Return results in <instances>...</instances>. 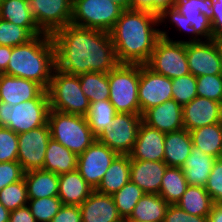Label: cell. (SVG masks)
Wrapping results in <instances>:
<instances>
[{"label": "cell", "mask_w": 222, "mask_h": 222, "mask_svg": "<svg viewBox=\"0 0 222 222\" xmlns=\"http://www.w3.org/2000/svg\"><path fill=\"white\" fill-rule=\"evenodd\" d=\"M55 48V68L80 75L109 73L118 64L110 32L72 24L51 35Z\"/></svg>", "instance_id": "1"}, {"label": "cell", "mask_w": 222, "mask_h": 222, "mask_svg": "<svg viewBox=\"0 0 222 222\" xmlns=\"http://www.w3.org/2000/svg\"><path fill=\"white\" fill-rule=\"evenodd\" d=\"M157 15L139 10H123L110 31L119 64L145 65L160 38Z\"/></svg>", "instance_id": "2"}, {"label": "cell", "mask_w": 222, "mask_h": 222, "mask_svg": "<svg viewBox=\"0 0 222 222\" xmlns=\"http://www.w3.org/2000/svg\"><path fill=\"white\" fill-rule=\"evenodd\" d=\"M54 68V43L50 34L43 33L25 44L12 47L4 74L37 82L46 90Z\"/></svg>", "instance_id": "3"}, {"label": "cell", "mask_w": 222, "mask_h": 222, "mask_svg": "<svg viewBox=\"0 0 222 222\" xmlns=\"http://www.w3.org/2000/svg\"><path fill=\"white\" fill-rule=\"evenodd\" d=\"M214 0H176L173 8L165 9L159 16V25L169 22L180 33L186 32L189 40L177 42L194 43L215 38L212 23ZM167 20V21H166ZM166 21V22H165ZM204 38V39H202Z\"/></svg>", "instance_id": "4"}, {"label": "cell", "mask_w": 222, "mask_h": 222, "mask_svg": "<svg viewBox=\"0 0 222 222\" xmlns=\"http://www.w3.org/2000/svg\"><path fill=\"white\" fill-rule=\"evenodd\" d=\"M48 124L51 138L77 156L96 141V136L83 115L66 114L50 109Z\"/></svg>", "instance_id": "5"}, {"label": "cell", "mask_w": 222, "mask_h": 222, "mask_svg": "<svg viewBox=\"0 0 222 222\" xmlns=\"http://www.w3.org/2000/svg\"><path fill=\"white\" fill-rule=\"evenodd\" d=\"M46 91L52 110L85 116L90 108L89 99L81 90L79 75L54 68Z\"/></svg>", "instance_id": "6"}, {"label": "cell", "mask_w": 222, "mask_h": 222, "mask_svg": "<svg viewBox=\"0 0 222 222\" xmlns=\"http://www.w3.org/2000/svg\"><path fill=\"white\" fill-rule=\"evenodd\" d=\"M49 110L46 90L35 99L16 105L0 101V127L10 128L17 134L28 132L48 122Z\"/></svg>", "instance_id": "7"}, {"label": "cell", "mask_w": 222, "mask_h": 222, "mask_svg": "<svg viewBox=\"0 0 222 222\" xmlns=\"http://www.w3.org/2000/svg\"><path fill=\"white\" fill-rule=\"evenodd\" d=\"M109 101L117 113L140 114L139 64H118L108 73Z\"/></svg>", "instance_id": "8"}, {"label": "cell", "mask_w": 222, "mask_h": 222, "mask_svg": "<svg viewBox=\"0 0 222 222\" xmlns=\"http://www.w3.org/2000/svg\"><path fill=\"white\" fill-rule=\"evenodd\" d=\"M152 55L145 64L153 72L170 79L190 74L186 53V43L171 39L166 30H159Z\"/></svg>", "instance_id": "9"}, {"label": "cell", "mask_w": 222, "mask_h": 222, "mask_svg": "<svg viewBox=\"0 0 222 222\" xmlns=\"http://www.w3.org/2000/svg\"><path fill=\"white\" fill-rule=\"evenodd\" d=\"M122 12L109 0H73L71 24L110 32Z\"/></svg>", "instance_id": "10"}, {"label": "cell", "mask_w": 222, "mask_h": 222, "mask_svg": "<svg viewBox=\"0 0 222 222\" xmlns=\"http://www.w3.org/2000/svg\"><path fill=\"white\" fill-rule=\"evenodd\" d=\"M142 122V115L117 113L112 125L96 137L118 155H129L137 140V134Z\"/></svg>", "instance_id": "11"}, {"label": "cell", "mask_w": 222, "mask_h": 222, "mask_svg": "<svg viewBox=\"0 0 222 222\" xmlns=\"http://www.w3.org/2000/svg\"><path fill=\"white\" fill-rule=\"evenodd\" d=\"M28 4L43 33L52 35L71 24L73 0H28Z\"/></svg>", "instance_id": "12"}, {"label": "cell", "mask_w": 222, "mask_h": 222, "mask_svg": "<svg viewBox=\"0 0 222 222\" xmlns=\"http://www.w3.org/2000/svg\"><path fill=\"white\" fill-rule=\"evenodd\" d=\"M50 138L48 122L41 127L18 134V162L24 172L43 169Z\"/></svg>", "instance_id": "13"}, {"label": "cell", "mask_w": 222, "mask_h": 222, "mask_svg": "<svg viewBox=\"0 0 222 222\" xmlns=\"http://www.w3.org/2000/svg\"><path fill=\"white\" fill-rule=\"evenodd\" d=\"M117 155L115 151L96 139L91 146L78 155L77 170L84 180L96 190Z\"/></svg>", "instance_id": "14"}, {"label": "cell", "mask_w": 222, "mask_h": 222, "mask_svg": "<svg viewBox=\"0 0 222 222\" xmlns=\"http://www.w3.org/2000/svg\"><path fill=\"white\" fill-rule=\"evenodd\" d=\"M138 99L141 115L149 108L171 100V79L139 64Z\"/></svg>", "instance_id": "15"}, {"label": "cell", "mask_w": 222, "mask_h": 222, "mask_svg": "<svg viewBox=\"0 0 222 222\" xmlns=\"http://www.w3.org/2000/svg\"><path fill=\"white\" fill-rule=\"evenodd\" d=\"M189 72L197 76L222 74L221 58L215 40L186 43Z\"/></svg>", "instance_id": "16"}, {"label": "cell", "mask_w": 222, "mask_h": 222, "mask_svg": "<svg viewBox=\"0 0 222 222\" xmlns=\"http://www.w3.org/2000/svg\"><path fill=\"white\" fill-rule=\"evenodd\" d=\"M182 110L183 126L189 132L222 121V104L208 98L196 96Z\"/></svg>", "instance_id": "17"}, {"label": "cell", "mask_w": 222, "mask_h": 222, "mask_svg": "<svg viewBox=\"0 0 222 222\" xmlns=\"http://www.w3.org/2000/svg\"><path fill=\"white\" fill-rule=\"evenodd\" d=\"M142 122L165 134L182 130L184 129L182 106L173 99L168 100L146 110L142 114Z\"/></svg>", "instance_id": "18"}, {"label": "cell", "mask_w": 222, "mask_h": 222, "mask_svg": "<svg viewBox=\"0 0 222 222\" xmlns=\"http://www.w3.org/2000/svg\"><path fill=\"white\" fill-rule=\"evenodd\" d=\"M167 167L164 161L130 159V181L145 193L159 194Z\"/></svg>", "instance_id": "19"}, {"label": "cell", "mask_w": 222, "mask_h": 222, "mask_svg": "<svg viewBox=\"0 0 222 222\" xmlns=\"http://www.w3.org/2000/svg\"><path fill=\"white\" fill-rule=\"evenodd\" d=\"M165 133L141 122L130 159L164 161Z\"/></svg>", "instance_id": "20"}, {"label": "cell", "mask_w": 222, "mask_h": 222, "mask_svg": "<svg viewBox=\"0 0 222 222\" xmlns=\"http://www.w3.org/2000/svg\"><path fill=\"white\" fill-rule=\"evenodd\" d=\"M82 222H125L111 195L94 190L79 206Z\"/></svg>", "instance_id": "21"}, {"label": "cell", "mask_w": 222, "mask_h": 222, "mask_svg": "<svg viewBox=\"0 0 222 222\" xmlns=\"http://www.w3.org/2000/svg\"><path fill=\"white\" fill-rule=\"evenodd\" d=\"M44 89L28 79L0 73V101L16 105L35 99Z\"/></svg>", "instance_id": "22"}, {"label": "cell", "mask_w": 222, "mask_h": 222, "mask_svg": "<svg viewBox=\"0 0 222 222\" xmlns=\"http://www.w3.org/2000/svg\"><path fill=\"white\" fill-rule=\"evenodd\" d=\"M58 181L59 191L57 197L65 205L80 206L94 191L77 169L58 175Z\"/></svg>", "instance_id": "23"}, {"label": "cell", "mask_w": 222, "mask_h": 222, "mask_svg": "<svg viewBox=\"0 0 222 222\" xmlns=\"http://www.w3.org/2000/svg\"><path fill=\"white\" fill-rule=\"evenodd\" d=\"M193 147L189 131L182 129L165 134L164 162L169 167L182 168Z\"/></svg>", "instance_id": "24"}, {"label": "cell", "mask_w": 222, "mask_h": 222, "mask_svg": "<svg viewBox=\"0 0 222 222\" xmlns=\"http://www.w3.org/2000/svg\"><path fill=\"white\" fill-rule=\"evenodd\" d=\"M216 158L205 154L198 147H192L182 171L188 185L205 187Z\"/></svg>", "instance_id": "25"}, {"label": "cell", "mask_w": 222, "mask_h": 222, "mask_svg": "<svg viewBox=\"0 0 222 222\" xmlns=\"http://www.w3.org/2000/svg\"><path fill=\"white\" fill-rule=\"evenodd\" d=\"M0 18L28 29L34 36L43 34L31 13L28 0H0Z\"/></svg>", "instance_id": "26"}, {"label": "cell", "mask_w": 222, "mask_h": 222, "mask_svg": "<svg viewBox=\"0 0 222 222\" xmlns=\"http://www.w3.org/2000/svg\"><path fill=\"white\" fill-rule=\"evenodd\" d=\"M28 199L58 196V175L43 169L24 173Z\"/></svg>", "instance_id": "27"}, {"label": "cell", "mask_w": 222, "mask_h": 222, "mask_svg": "<svg viewBox=\"0 0 222 222\" xmlns=\"http://www.w3.org/2000/svg\"><path fill=\"white\" fill-rule=\"evenodd\" d=\"M130 181V156L117 155L104 174L97 192L113 195Z\"/></svg>", "instance_id": "28"}, {"label": "cell", "mask_w": 222, "mask_h": 222, "mask_svg": "<svg viewBox=\"0 0 222 222\" xmlns=\"http://www.w3.org/2000/svg\"><path fill=\"white\" fill-rule=\"evenodd\" d=\"M168 206L159 194L145 193L125 222H163Z\"/></svg>", "instance_id": "29"}, {"label": "cell", "mask_w": 222, "mask_h": 222, "mask_svg": "<svg viewBox=\"0 0 222 222\" xmlns=\"http://www.w3.org/2000/svg\"><path fill=\"white\" fill-rule=\"evenodd\" d=\"M78 156L50 138L48 141L43 170L54 172L56 175L65 174L77 169Z\"/></svg>", "instance_id": "30"}, {"label": "cell", "mask_w": 222, "mask_h": 222, "mask_svg": "<svg viewBox=\"0 0 222 222\" xmlns=\"http://www.w3.org/2000/svg\"><path fill=\"white\" fill-rule=\"evenodd\" d=\"M193 147L214 158H222V125L215 123L196 128L189 132Z\"/></svg>", "instance_id": "31"}, {"label": "cell", "mask_w": 222, "mask_h": 222, "mask_svg": "<svg viewBox=\"0 0 222 222\" xmlns=\"http://www.w3.org/2000/svg\"><path fill=\"white\" fill-rule=\"evenodd\" d=\"M176 205L188 214L208 217L214 203L205 187L188 185Z\"/></svg>", "instance_id": "32"}, {"label": "cell", "mask_w": 222, "mask_h": 222, "mask_svg": "<svg viewBox=\"0 0 222 222\" xmlns=\"http://www.w3.org/2000/svg\"><path fill=\"white\" fill-rule=\"evenodd\" d=\"M188 184L180 167H167L162 181L159 195L169 205H175L186 191Z\"/></svg>", "instance_id": "33"}, {"label": "cell", "mask_w": 222, "mask_h": 222, "mask_svg": "<svg viewBox=\"0 0 222 222\" xmlns=\"http://www.w3.org/2000/svg\"><path fill=\"white\" fill-rule=\"evenodd\" d=\"M117 114L114 106L109 99L90 103V108L85 115L91 131L97 137L104 128L112 125L115 115Z\"/></svg>", "instance_id": "34"}, {"label": "cell", "mask_w": 222, "mask_h": 222, "mask_svg": "<svg viewBox=\"0 0 222 222\" xmlns=\"http://www.w3.org/2000/svg\"><path fill=\"white\" fill-rule=\"evenodd\" d=\"M81 90L89 102L109 99L108 73L90 72L79 75Z\"/></svg>", "instance_id": "35"}, {"label": "cell", "mask_w": 222, "mask_h": 222, "mask_svg": "<svg viewBox=\"0 0 222 222\" xmlns=\"http://www.w3.org/2000/svg\"><path fill=\"white\" fill-rule=\"evenodd\" d=\"M145 192L132 181H128L119 191L112 195L121 218L126 221L133 212L139 199Z\"/></svg>", "instance_id": "36"}, {"label": "cell", "mask_w": 222, "mask_h": 222, "mask_svg": "<svg viewBox=\"0 0 222 222\" xmlns=\"http://www.w3.org/2000/svg\"><path fill=\"white\" fill-rule=\"evenodd\" d=\"M0 203L9 211L27 206L28 195L24 177L0 190Z\"/></svg>", "instance_id": "37"}, {"label": "cell", "mask_w": 222, "mask_h": 222, "mask_svg": "<svg viewBox=\"0 0 222 222\" xmlns=\"http://www.w3.org/2000/svg\"><path fill=\"white\" fill-rule=\"evenodd\" d=\"M62 205V201L57 196L28 199L27 204L36 222H50Z\"/></svg>", "instance_id": "38"}, {"label": "cell", "mask_w": 222, "mask_h": 222, "mask_svg": "<svg viewBox=\"0 0 222 222\" xmlns=\"http://www.w3.org/2000/svg\"><path fill=\"white\" fill-rule=\"evenodd\" d=\"M35 36L24 27L0 18V45L15 47L25 44Z\"/></svg>", "instance_id": "39"}, {"label": "cell", "mask_w": 222, "mask_h": 222, "mask_svg": "<svg viewBox=\"0 0 222 222\" xmlns=\"http://www.w3.org/2000/svg\"><path fill=\"white\" fill-rule=\"evenodd\" d=\"M172 99L182 107L197 96V78L191 73L179 78H173Z\"/></svg>", "instance_id": "40"}, {"label": "cell", "mask_w": 222, "mask_h": 222, "mask_svg": "<svg viewBox=\"0 0 222 222\" xmlns=\"http://www.w3.org/2000/svg\"><path fill=\"white\" fill-rule=\"evenodd\" d=\"M197 96L222 103V74L197 76Z\"/></svg>", "instance_id": "41"}, {"label": "cell", "mask_w": 222, "mask_h": 222, "mask_svg": "<svg viewBox=\"0 0 222 222\" xmlns=\"http://www.w3.org/2000/svg\"><path fill=\"white\" fill-rule=\"evenodd\" d=\"M18 161V134L0 127V162Z\"/></svg>", "instance_id": "42"}, {"label": "cell", "mask_w": 222, "mask_h": 222, "mask_svg": "<svg viewBox=\"0 0 222 222\" xmlns=\"http://www.w3.org/2000/svg\"><path fill=\"white\" fill-rule=\"evenodd\" d=\"M205 189L214 204L222 201V158L215 160Z\"/></svg>", "instance_id": "43"}, {"label": "cell", "mask_w": 222, "mask_h": 222, "mask_svg": "<svg viewBox=\"0 0 222 222\" xmlns=\"http://www.w3.org/2000/svg\"><path fill=\"white\" fill-rule=\"evenodd\" d=\"M24 171L18 161L0 162V190L24 177Z\"/></svg>", "instance_id": "44"}, {"label": "cell", "mask_w": 222, "mask_h": 222, "mask_svg": "<svg viewBox=\"0 0 222 222\" xmlns=\"http://www.w3.org/2000/svg\"><path fill=\"white\" fill-rule=\"evenodd\" d=\"M163 222H208V217L188 214L175 204L168 206Z\"/></svg>", "instance_id": "45"}, {"label": "cell", "mask_w": 222, "mask_h": 222, "mask_svg": "<svg viewBox=\"0 0 222 222\" xmlns=\"http://www.w3.org/2000/svg\"><path fill=\"white\" fill-rule=\"evenodd\" d=\"M50 222H82L80 207L63 204Z\"/></svg>", "instance_id": "46"}, {"label": "cell", "mask_w": 222, "mask_h": 222, "mask_svg": "<svg viewBox=\"0 0 222 222\" xmlns=\"http://www.w3.org/2000/svg\"><path fill=\"white\" fill-rule=\"evenodd\" d=\"M212 29L214 36H222V0H214Z\"/></svg>", "instance_id": "47"}, {"label": "cell", "mask_w": 222, "mask_h": 222, "mask_svg": "<svg viewBox=\"0 0 222 222\" xmlns=\"http://www.w3.org/2000/svg\"><path fill=\"white\" fill-rule=\"evenodd\" d=\"M9 222H36L31 214L30 208L24 206L10 211Z\"/></svg>", "instance_id": "48"}, {"label": "cell", "mask_w": 222, "mask_h": 222, "mask_svg": "<svg viewBox=\"0 0 222 222\" xmlns=\"http://www.w3.org/2000/svg\"><path fill=\"white\" fill-rule=\"evenodd\" d=\"M176 0H153V14L159 16L165 9L173 8Z\"/></svg>", "instance_id": "49"}, {"label": "cell", "mask_w": 222, "mask_h": 222, "mask_svg": "<svg viewBox=\"0 0 222 222\" xmlns=\"http://www.w3.org/2000/svg\"><path fill=\"white\" fill-rule=\"evenodd\" d=\"M12 53V47L0 45V73L7 70V65Z\"/></svg>", "instance_id": "50"}, {"label": "cell", "mask_w": 222, "mask_h": 222, "mask_svg": "<svg viewBox=\"0 0 222 222\" xmlns=\"http://www.w3.org/2000/svg\"><path fill=\"white\" fill-rule=\"evenodd\" d=\"M131 9L153 13V0H131Z\"/></svg>", "instance_id": "51"}, {"label": "cell", "mask_w": 222, "mask_h": 222, "mask_svg": "<svg viewBox=\"0 0 222 222\" xmlns=\"http://www.w3.org/2000/svg\"><path fill=\"white\" fill-rule=\"evenodd\" d=\"M208 222H222V209L214 204L208 215Z\"/></svg>", "instance_id": "52"}, {"label": "cell", "mask_w": 222, "mask_h": 222, "mask_svg": "<svg viewBox=\"0 0 222 222\" xmlns=\"http://www.w3.org/2000/svg\"><path fill=\"white\" fill-rule=\"evenodd\" d=\"M10 211L0 203V222H9Z\"/></svg>", "instance_id": "53"}, {"label": "cell", "mask_w": 222, "mask_h": 222, "mask_svg": "<svg viewBox=\"0 0 222 222\" xmlns=\"http://www.w3.org/2000/svg\"><path fill=\"white\" fill-rule=\"evenodd\" d=\"M119 5L123 10L131 9V0H109Z\"/></svg>", "instance_id": "54"}, {"label": "cell", "mask_w": 222, "mask_h": 222, "mask_svg": "<svg viewBox=\"0 0 222 222\" xmlns=\"http://www.w3.org/2000/svg\"><path fill=\"white\" fill-rule=\"evenodd\" d=\"M216 44H217V48L220 54V58H221V66H222V36H217L214 38Z\"/></svg>", "instance_id": "55"}, {"label": "cell", "mask_w": 222, "mask_h": 222, "mask_svg": "<svg viewBox=\"0 0 222 222\" xmlns=\"http://www.w3.org/2000/svg\"><path fill=\"white\" fill-rule=\"evenodd\" d=\"M217 205L222 209V201L217 203Z\"/></svg>", "instance_id": "56"}]
</instances>
